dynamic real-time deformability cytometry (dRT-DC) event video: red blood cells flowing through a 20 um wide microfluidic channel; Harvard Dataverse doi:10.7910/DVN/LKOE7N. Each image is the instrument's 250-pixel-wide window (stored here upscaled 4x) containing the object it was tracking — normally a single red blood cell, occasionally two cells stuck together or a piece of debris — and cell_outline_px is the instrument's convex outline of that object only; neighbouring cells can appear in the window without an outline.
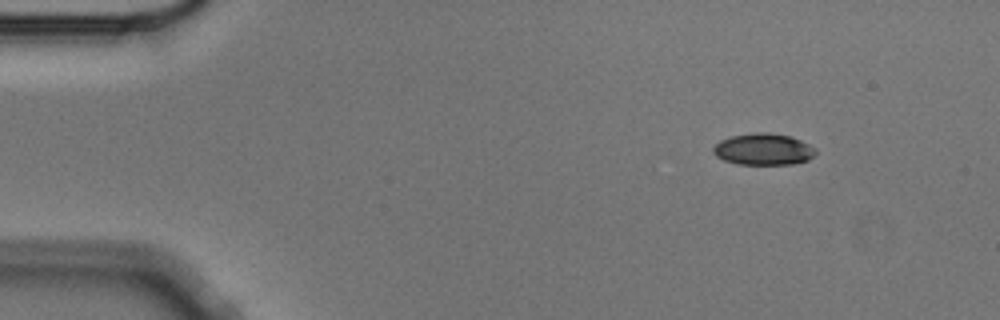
{"species": "Egyptian fruit bat (a non-hibernating species)", "species_latin": "Rousettus aegyptiacus", "temperature_condition": "cold", "stored_images_in_passage": 2, "camera_frame_rate_fps": 3000, "um_per_image_px": 0.085, "animal": {"sex": "male"}, "frame": {"image": 1, "passage_image": 1, "time_ms": 0.0, "image_size_px": [1000, 320], "cell_outline_px": [[816, 152], [808, 160], [792, 164], [736, 164], [724, 160], [716, 156], [712, 152], [712, 148], [720, 140], [732, 136], [756, 132], [768, 132], [788, 136], [800, 140], [816, 148]], "centroid_in_image_um": [64.87, 12.69], "position_along_channel_um": 20.1, "area_um2": 18.79}}